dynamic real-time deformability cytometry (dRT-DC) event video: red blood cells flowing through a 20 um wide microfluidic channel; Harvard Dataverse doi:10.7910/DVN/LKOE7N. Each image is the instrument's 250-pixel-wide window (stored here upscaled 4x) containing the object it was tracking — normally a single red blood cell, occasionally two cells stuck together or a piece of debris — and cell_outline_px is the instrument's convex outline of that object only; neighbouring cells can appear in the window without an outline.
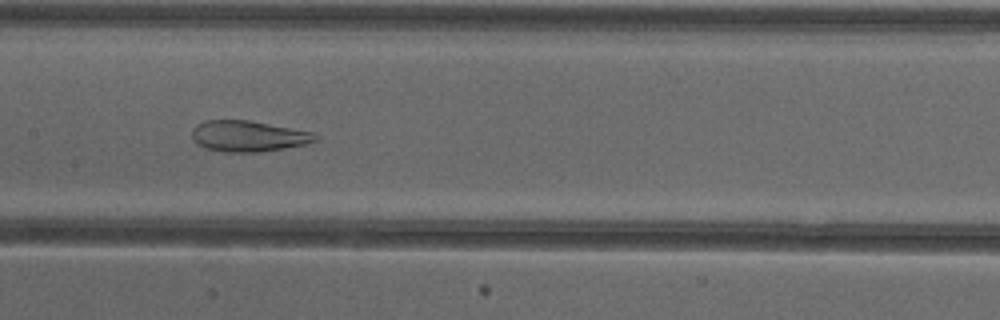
{"species": "common noctule bat (a hibernating species)", "species_latin": "Nyctalus noctula", "temperature_condition": "cold", "stored_images_in_passage": 39, "camera_frame_rate_fps": 3000, "um_per_image_px": 0.085, "animal": {"sex": "female"}, "frame": {"image": 1, "passage_image": 13, "time_ms": 4.0, "image_size_px": [1000, 320], "cell_outline_px": [[320, 140], [304, 144], [284, 148], [260, 152], [224, 152], [204, 148], [196, 144], [192, 136], [192, 128], [196, 124], [204, 120], [248, 120], [312, 132], [320, 136]], "centroid_in_image_um": [21.08, 11.57], "position_along_channel_um": 186.3, "area_um2": 22.37}}
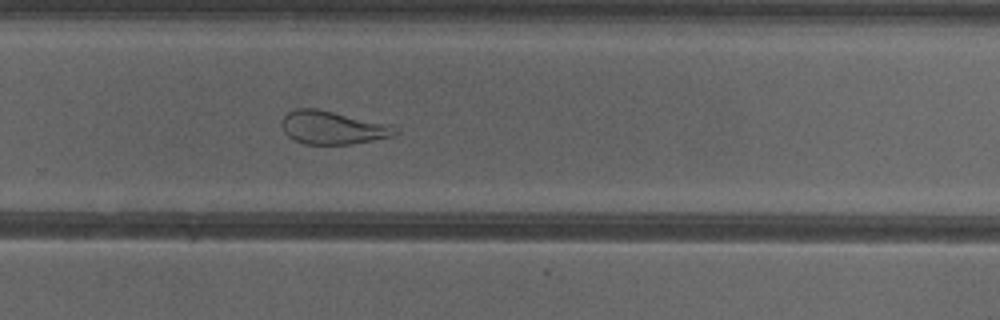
{"frame": {"image": 2, "passage_image": 22, "time_ms": 7.0, "image_size_px": [1000, 320], "cell_outline_px": [[400, 132], [392, 136], [352, 144], [304, 144], [288, 136], [284, 132], [280, 124], [280, 120], [288, 112], [296, 108], [316, 108], [392, 124], [400, 128]], "centroid_in_image_um": [28.3, 10.83], "position_along_channel_um": 301.5, "area_um2": 22.25}}
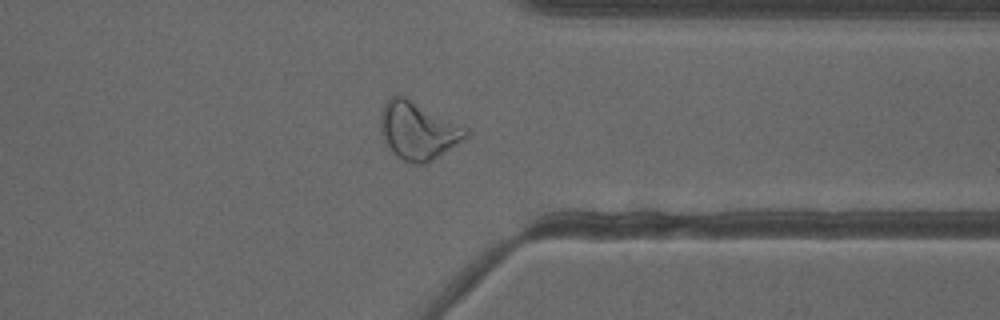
{"frame": {"image": 3, "passage_image": 28, "time_ms": 9.0, "image_size_px": [1000, 320], "cell_outline_px": [[468, 136], [464, 140], [428, 164], [412, 164], [396, 156], [392, 152], [384, 140], [380, 128], [380, 112], [384, 104], [392, 96], [404, 96], [468, 128]], "centroid_in_image_um": [35.54, 11.13], "position_along_channel_um": 375.9, "area_um2": 28.73}, "authors_computed_cell_mechanics": {"area_um2": 25.9522, "velocity_mm_per_s": 3.8673, "shape_relaxation_time_tau1_ms": null, "shape_relaxation_time_tau2_ms": 1.4918, "deformation_change_tau1": null, "deformation_change_tau2": 0.0988}}